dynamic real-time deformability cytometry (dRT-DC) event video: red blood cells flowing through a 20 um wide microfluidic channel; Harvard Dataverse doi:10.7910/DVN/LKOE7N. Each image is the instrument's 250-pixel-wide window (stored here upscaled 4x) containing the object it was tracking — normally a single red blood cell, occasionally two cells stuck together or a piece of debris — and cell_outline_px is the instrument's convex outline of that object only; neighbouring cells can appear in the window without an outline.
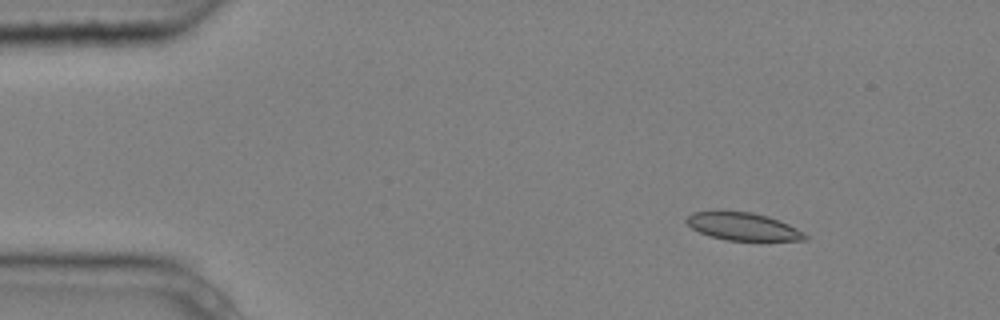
{"species": "common noctule bat (a hibernating species)", "species_latin": "Nyctalus noctula", "temperature_condition": "cold", "stored_images_in_passage": 7, "camera_frame_rate_fps": 3000, "um_per_image_px": 0.085, "animal": {"sex": "male", "body_mass_g": 20.4}, "frame": {"image": 1, "passage_image": 2, "time_ms": 0.333, "image_size_px": [1000, 320], "cell_outline_px": [[808, 240], [728, 240], [708, 236], [692, 228], [684, 220], [692, 212], [716, 208], [720, 208], [752, 212], [768, 216], [788, 224], [804, 232], [808, 236]], "centroid_in_image_um": [63.08, 19.2], "position_along_channel_um": 21.9, "area_um2": 19.77}}
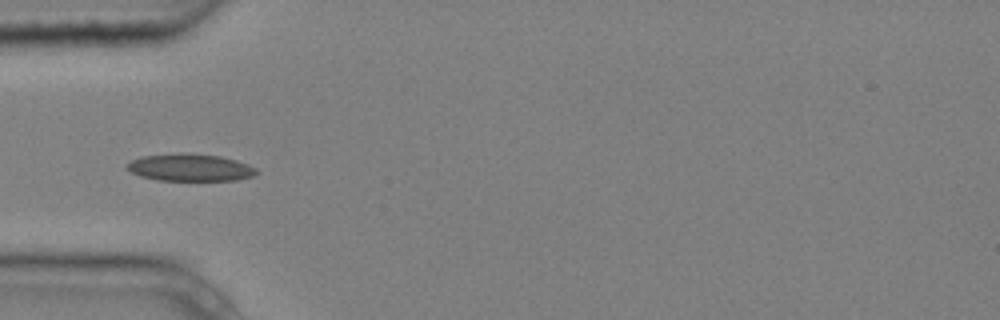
{"frame": {"image": 2, "passage_image": 5, "time_ms": 1.333, "image_size_px": [1000, 320], "cell_outline_px": [[260, 172], [252, 176], [236, 180], [156, 180], [140, 176], [124, 168], [124, 164], [140, 156], [180, 152], [220, 156], [236, 160], [248, 164], [256, 168]], "centroid_in_image_um": [16.12, 14.23], "position_along_channel_um": 68.9, "area_um2": 20.81}}
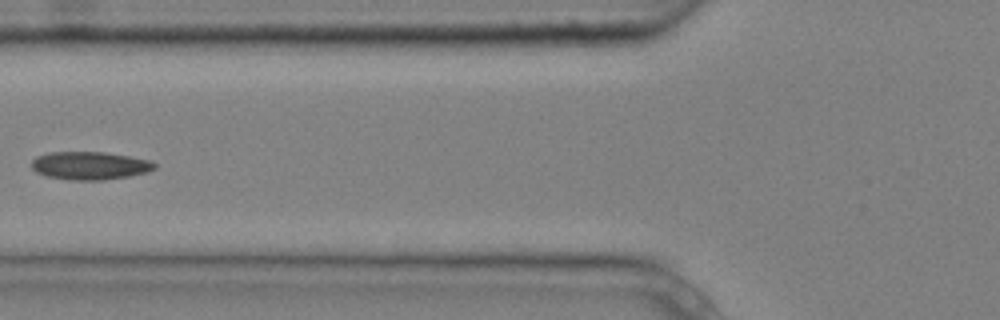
{"frame": {"image": 3, "passage_image": 6, "time_ms": 1.667, "image_size_px": [1000, 320], "cell_outline_px": [[156, 168], [148, 172], [128, 176], [104, 180], [68, 180], [44, 176], [36, 172], [32, 168], [32, 160], [36, 156], [48, 152], [104, 152], [128, 156], [148, 160], [156, 164]], "centroid_in_image_um": [7.6, 14.08], "position_along_channel_um": 118.2, "area_um2": 20.17}}